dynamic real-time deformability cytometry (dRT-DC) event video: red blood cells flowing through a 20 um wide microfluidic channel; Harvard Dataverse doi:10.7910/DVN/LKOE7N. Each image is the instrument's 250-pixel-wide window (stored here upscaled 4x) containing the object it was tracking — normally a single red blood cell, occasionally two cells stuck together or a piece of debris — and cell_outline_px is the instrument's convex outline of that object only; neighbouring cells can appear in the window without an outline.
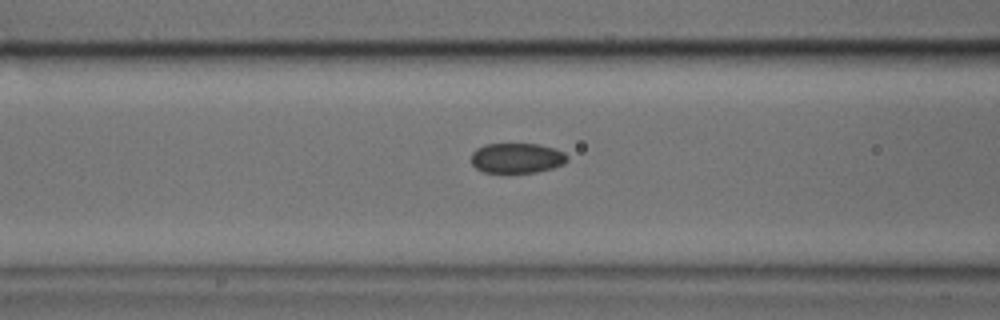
{"species": "common noctule bat (a hibernating species)", "species_latin": "Nyctalus noctula", "temperature_condition": "cold", "stored_images_in_passage": 9, "camera_frame_rate_fps": 3000, "um_per_image_px": 0.085, "animal": {"sex": "male", "body_mass_g": 17.9, "forearm_length_mm": 54.2}, "frame": {"image": 1, "passage_image": 7, "time_ms": 2.0, "image_size_px": [1000, 320], "cell_outline_px": [[568, 160], [564, 164], [552, 168], [536, 172], [484, 172], [476, 168], [472, 164], [472, 152], [476, 148], [484, 144], [536, 144], [556, 148], [564, 152], [568, 156]], "centroid_in_image_um": [43.95, 13.42], "position_along_channel_um": 122.7, "area_um2": 16.88}}